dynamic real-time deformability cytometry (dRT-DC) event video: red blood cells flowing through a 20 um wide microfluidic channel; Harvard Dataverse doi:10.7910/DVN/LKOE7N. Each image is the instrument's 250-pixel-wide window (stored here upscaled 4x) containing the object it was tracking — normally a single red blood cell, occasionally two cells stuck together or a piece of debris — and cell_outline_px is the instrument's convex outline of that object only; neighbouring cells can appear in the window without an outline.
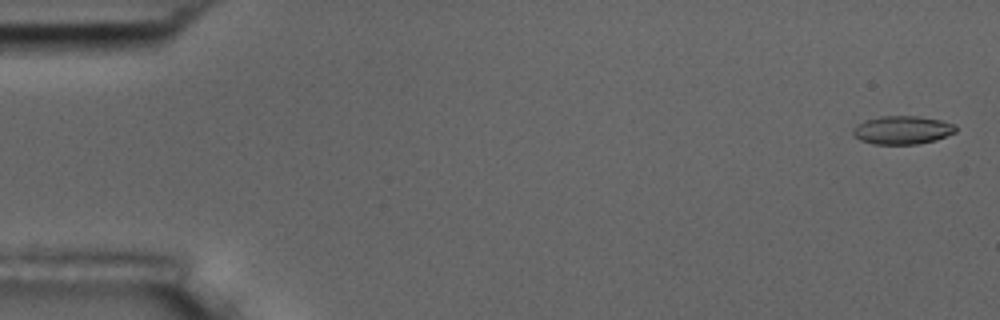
{"species": "common noctule bat (a hibernating species)", "species_latin": "Nyctalus noctula", "temperature_condition": "room temperature", "stored_images_in_passage": 55, "camera_frame_rate_fps": 3000, "um_per_image_px": 0.085, "animal": {"sex": "male", "body_mass_g": 17.5, "forearm_length_mm": 52.3}, "frame": {"image": 1, "passage_image": 2, "time_ms": 0.333, "image_size_px": [1000, 320], "cell_outline_px": [[956, 132], [936, 140], [916, 144], [872, 144], [860, 140], [852, 136], [852, 132], [856, 124], [864, 120], [880, 116], [916, 116], [940, 120], [956, 124]], "centroid_in_image_um": [76.67, 11.05], "position_along_channel_um": 8.3, "area_um2": 17.11}}
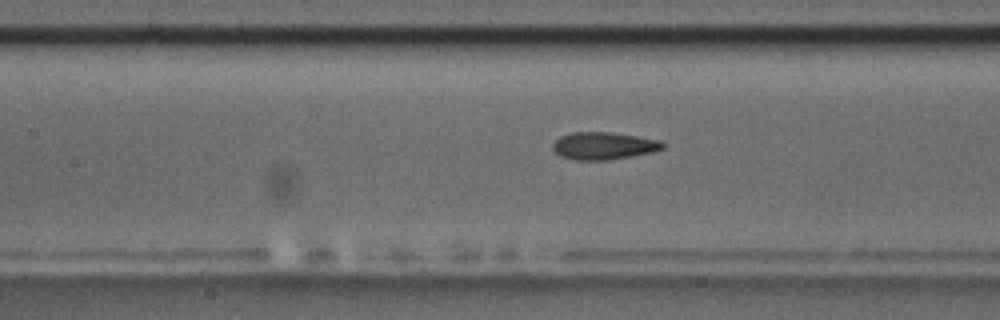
{"frame": {"image": 2, "passage_image": 25, "time_ms": 8.0, "image_size_px": [1000, 320], "cell_outline_px": [[664, 148], [652, 152], [608, 160], [576, 160], [560, 156], [552, 148], [552, 144], [560, 136], [572, 132], [612, 132], [660, 140], [664, 144]], "centroid_in_image_um": [51.29, 12.39], "position_along_channel_um": 156.1, "area_um2": 17.51}}
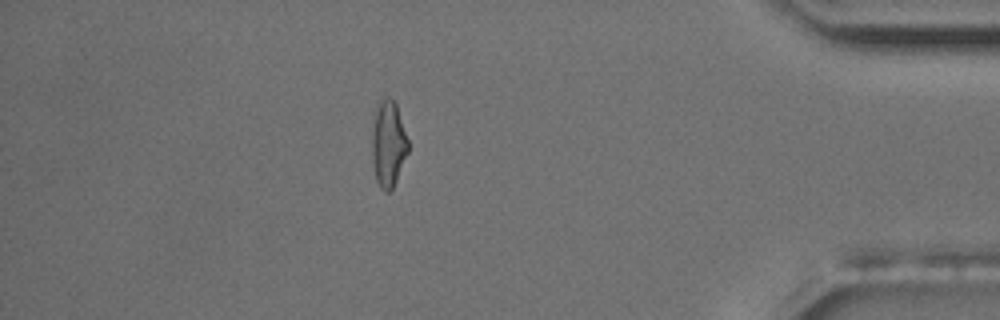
{"frame": {"image": 3, "passage_image": 48, "time_ms": 15.667, "image_size_px": [1000, 320], "cell_outline_px": [[408, 152], [396, 180], [392, 188], [388, 192], [384, 192], [380, 188], [376, 180], [372, 160], [372, 116], [376, 104], [380, 96], [388, 96], [396, 104], [408, 140]], "centroid_in_image_um": [32.97, 12.16], "position_along_channel_um": 402.2, "area_um2": 18.5}, "authors_computed_cell_mechanics": {"area_um2": 17.5134, "velocity_mm_per_s": 3.7492, "shape_relaxation_time_tau1_ms": 8.6408, "shape_relaxation_time_tau2_ms": 1.735, "deformation_change_tau1": 0.1778, "deformation_change_tau2": 0.0954}}